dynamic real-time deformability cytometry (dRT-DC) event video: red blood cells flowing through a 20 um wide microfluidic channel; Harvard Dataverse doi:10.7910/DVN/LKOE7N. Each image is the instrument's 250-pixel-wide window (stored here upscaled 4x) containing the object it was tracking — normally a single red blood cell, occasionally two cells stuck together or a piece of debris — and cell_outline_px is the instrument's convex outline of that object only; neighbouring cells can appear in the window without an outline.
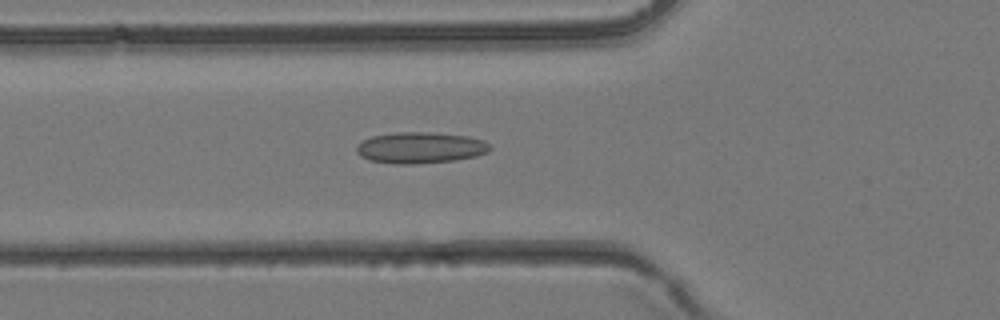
{"species": "common noctule bat (a hibernating species)", "species_latin": "Nyctalus noctula", "temperature_condition": "room temperature", "stored_images_in_passage": 30, "camera_frame_rate_fps": 3000, "um_per_image_px": 0.085, "animal": {"sex": "female", "body_mass_g": 24.6, "forearm_length_mm": 56.2}, "frame": {"image": 1, "passage_image": 6, "time_ms": 1.667, "image_size_px": [1000, 320], "cell_outline_px": [[492, 148], [488, 152], [476, 156], [456, 160], [412, 164], [396, 164], [368, 160], [360, 156], [356, 152], [356, 144], [372, 136], [396, 132], [428, 132], [468, 136], [484, 140]], "centroid_in_image_um": [35.71, 12.56], "position_along_channel_um": 90.1, "area_um2": 24.39}}
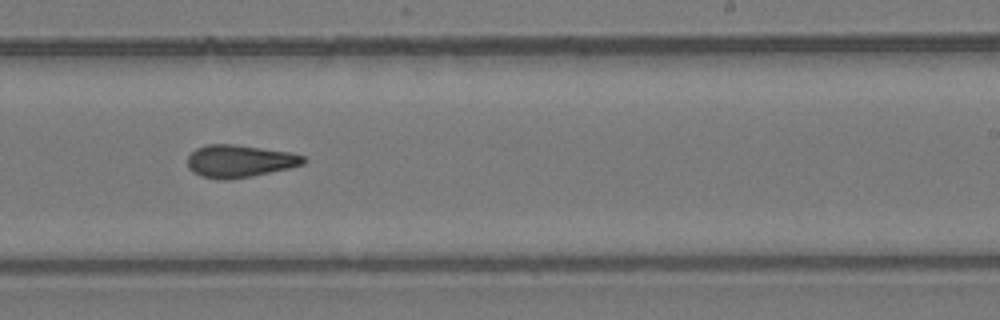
{"frame": {"image": 2, "passage_image": 16, "time_ms": 5.0, "image_size_px": [1000, 320], "cell_outline_px": [[308, 160], [304, 164], [288, 168], [252, 176], [224, 180], [200, 176], [192, 172], [188, 168], [188, 156], [196, 148], [208, 144], [232, 144], [292, 152], [304, 156]], "centroid_in_image_um": [20.37, 13.69], "position_along_channel_um": 268.6, "area_um2": 21.96}}
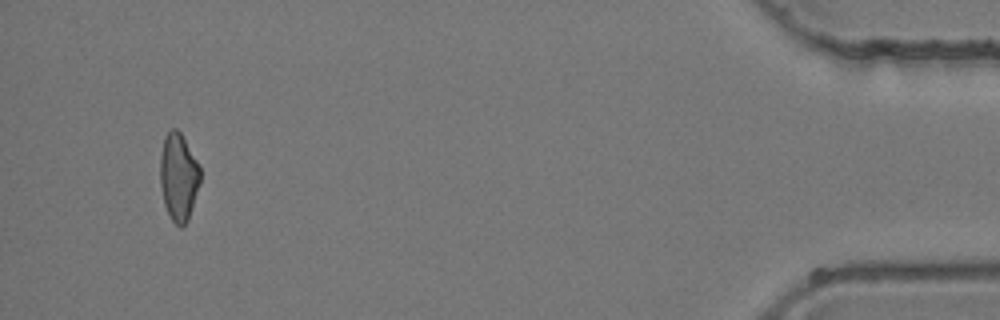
{"frame": {"image": 3, "passage_image": 29, "time_ms": 9.333, "image_size_px": [1000, 320], "cell_outline_px": [[200, 184], [188, 220], [180, 228], [172, 220], [164, 204], [160, 184], [160, 156], [164, 136], [172, 128], [176, 128], [180, 132], [200, 164]], "centroid_in_image_um": [15.18, 15.02], "position_along_channel_um": 420.0, "area_um2": 20.58}}